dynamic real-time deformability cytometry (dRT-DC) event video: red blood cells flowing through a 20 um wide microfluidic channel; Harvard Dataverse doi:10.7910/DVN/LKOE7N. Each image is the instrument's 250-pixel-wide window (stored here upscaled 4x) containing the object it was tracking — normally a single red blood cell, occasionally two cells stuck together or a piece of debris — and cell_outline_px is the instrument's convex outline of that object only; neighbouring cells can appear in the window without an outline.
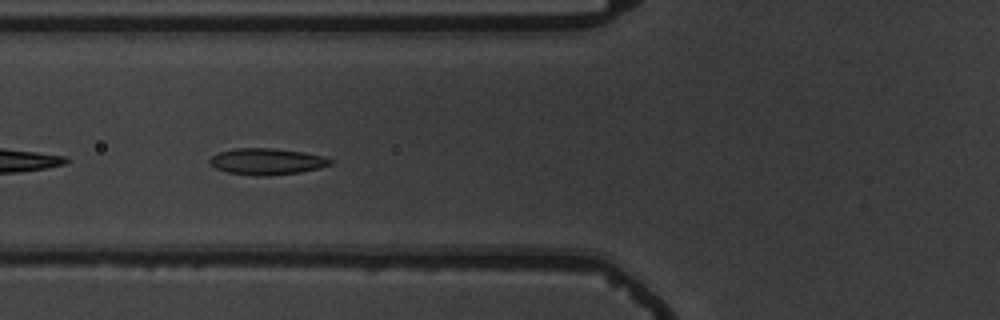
{"species": "common noctule bat (a hibernating species)", "species_latin": "Nyctalus noctula", "temperature_condition": "warm", "stored_images_in_passage": 6, "camera_frame_rate_fps": 3000, "um_per_image_px": 0.085, "animal": {"sex": "male", "body_mass_g": 19.5, "forearm_length_mm": 54.6}, "frame": {"image": 1, "passage_image": 5, "time_ms": 5.333, "image_size_px": [1000, 320], "cell_outline_px": [[336, 160], [332, 164], [320, 168], [300, 172], [264, 176], [256, 176], [228, 172], [216, 168], [208, 164], [208, 160], [212, 156], [220, 152], [236, 148], [272, 148], [304, 152], [324, 156]], "centroid_in_image_um": [22.72, 13.72], "position_along_channel_um": 103.1, "area_um2": 18.67}}
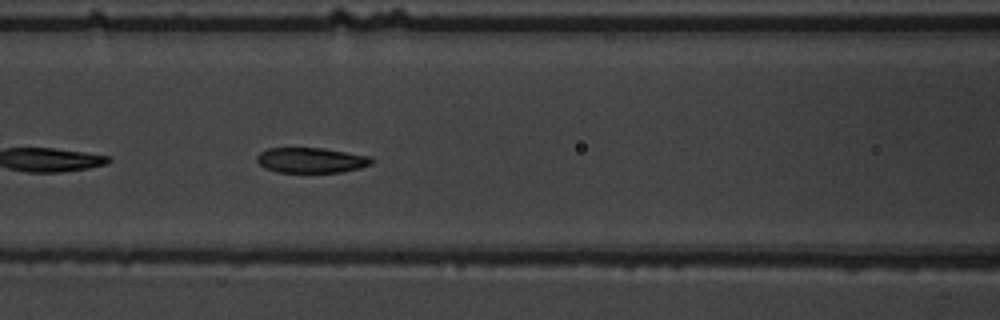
{"frame": {"image": 2, "passage_image": 6, "time_ms": 6.333, "image_size_px": [1000, 320], "cell_outline_px": [[372, 164], [360, 168], [340, 172], [276, 172], [264, 168], [256, 160], [256, 156], [260, 152], [268, 148], [324, 148], [368, 156], [372, 160]], "centroid_in_image_um": [26.41, 13.62], "position_along_channel_um": 140.2, "area_um2": 16.82}}